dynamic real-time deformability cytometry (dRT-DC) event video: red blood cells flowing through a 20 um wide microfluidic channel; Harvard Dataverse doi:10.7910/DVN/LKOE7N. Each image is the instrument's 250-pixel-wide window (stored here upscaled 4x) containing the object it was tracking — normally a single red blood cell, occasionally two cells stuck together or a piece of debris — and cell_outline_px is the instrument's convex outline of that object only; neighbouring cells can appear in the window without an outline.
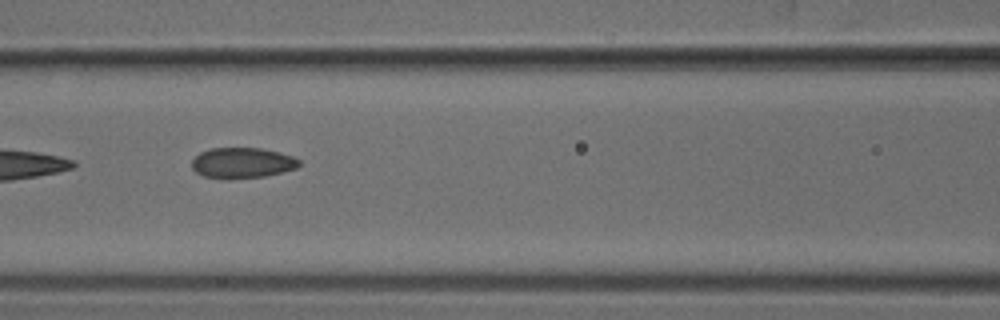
{"species": "common noctule bat (a hibernating species)", "species_latin": "Nyctalus noctula", "temperature_condition": "cold", "stored_images_in_passage": 9, "camera_frame_rate_fps": 3000, "um_per_image_px": 0.085, "animal": {"sex": "male", "body_mass_g": 18.8}, "frame": {"image": 1, "passage_image": 6, "time_ms": 6.667, "image_size_px": [1000, 320], "cell_outline_px": [[300, 164], [296, 168], [264, 176], [228, 180], [224, 180], [204, 176], [196, 172], [192, 168], [192, 160], [200, 152], [212, 148], [260, 148], [280, 152], [292, 156], [300, 160]], "centroid_in_image_um": [20.57, 13.85], "position_along_channel_um": 146.0, "area_um2": 19.25}}
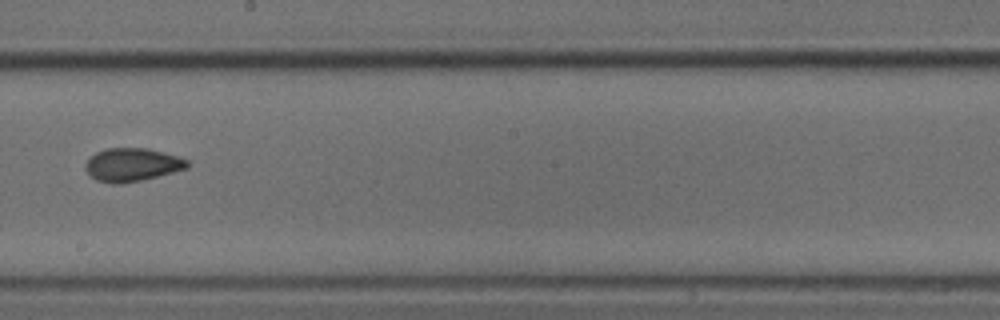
{"frame": {"image": 2, "passage_image": 8, "time_ms": 9.0, "image_size_px": [1000, 320], "cell_outline_px": [[188, 168], [140, 180], [116, 184], [112, 184], [96, 180], [84, 168], [84, 164], [96, 152], [108, 148], [148, 148], [176, 156], [188, 160]], "centroid_in_image_um": [11.2, 14.0], "position_along_channel_um": 237.0, "area_um2": 19.42}}
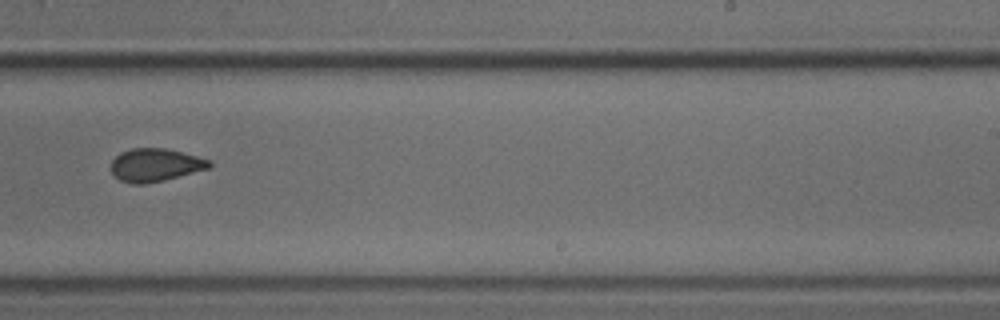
{"frame": {"image": 3, "passage_image": 9, "time_ms": 10.0, "image_size_px": [1000, 320], "cell_outline_px": [[212, 164], [208, 168], [164, 180], [144, 184], [132, 184], [120, 180], [112, 172], [112, 160], [120, 152], [132, 148], [164, 148], [212, 160]], "centroid_in_image_um": [13.19, 14.02], "position_along_channel_um": 275.8, "area_um2": 18.67}}